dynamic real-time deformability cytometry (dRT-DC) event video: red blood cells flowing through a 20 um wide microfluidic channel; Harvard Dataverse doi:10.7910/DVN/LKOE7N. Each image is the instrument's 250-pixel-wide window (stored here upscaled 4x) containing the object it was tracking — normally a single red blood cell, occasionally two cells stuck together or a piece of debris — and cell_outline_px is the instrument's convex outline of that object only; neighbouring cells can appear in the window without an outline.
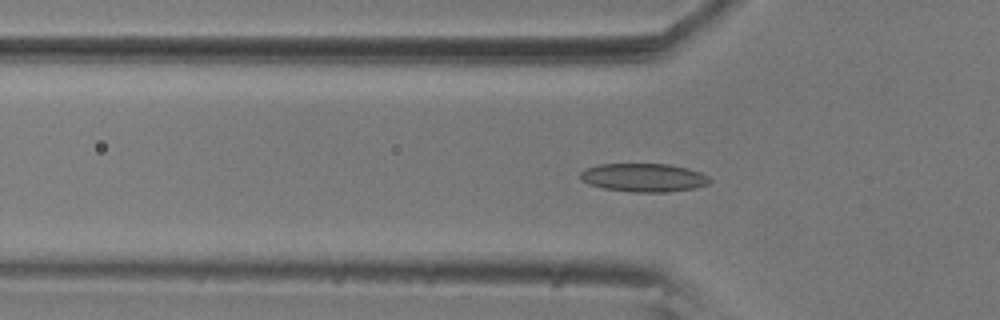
{"species": "common noctule bat (a hibernating species)", "species_latin": "Nyctalus noctula", "temperature_condition": "room temperature", "stored_images_in_passage": 40, "camera_frame_rate_fps": 3000, "um_per_image_px": 0.085, "animal": {"sex": "male", "body_mass_g": 20.5, "forearm_length_mm": 52.5}, "frame": {"image": 1, "passage_image": 6, "time_ms": 1.667, "image_size_px": [1000, 320], "cell_outline_px": [[712, 180], [708, 184], [696, 188], [668, 192], [632, 192], [604, 188], [588, 184], [580, 180], [580, 172], [584, 168], [600, 164], [668, 164], [688, 168], [700, 172], [708, 176]], "centroid_in_image_um": [54.71, 15.09], "position_along_channel_um": 71.1, "area_um2": 21.62}}
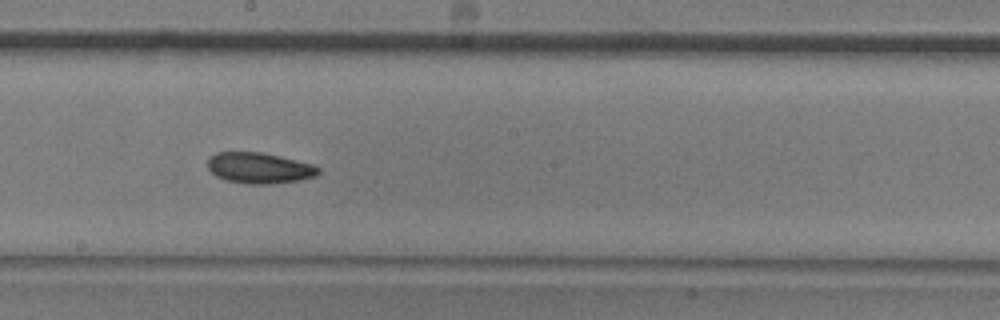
{"frame": {"image": 2, "passage_image": 19, "time_ms": 6.0, "image_size_px": [1000, 320], "cell_outline_px": [[320, 172], [316, 176], [300, 180], [268, 184], [248, 184], [224, 180], [216, 176], [208, 168], [208, 160], [216, 152], [260, 152], [312, 164], [320, 168]], "centroid_in_image_um": [22.03, 14.29], "position_along_channel_um": 226.2, "area_um2": 19.77}}
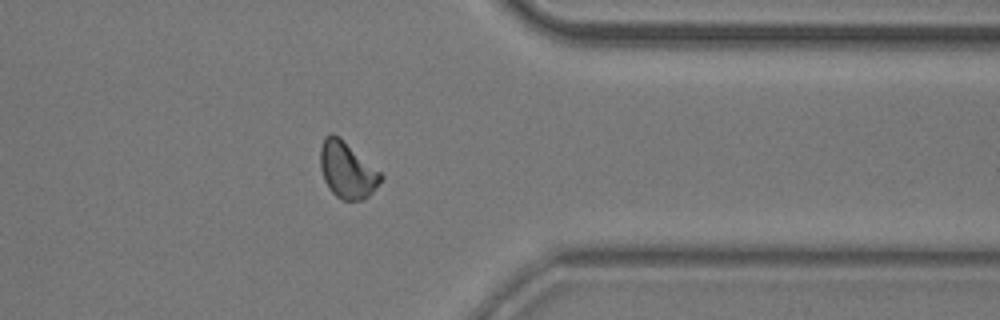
{"frame": {"image": 3, "passage_image": 33, "time_ms": 10.667, "image_size_px": [1000, 320], "cell_outline_px": [[384, 176], [372, 192], [364, 200], [344, 200], [336, 196], [328, 188], [324, 180], [320, 168], [320, 148], [324, 136], [332, 132], [340, 136], [380, 172]], "centroid_in_image_um": [29.48, 14.43], "position_along_channel_um": 381.9, "area_um2": 19.94}}